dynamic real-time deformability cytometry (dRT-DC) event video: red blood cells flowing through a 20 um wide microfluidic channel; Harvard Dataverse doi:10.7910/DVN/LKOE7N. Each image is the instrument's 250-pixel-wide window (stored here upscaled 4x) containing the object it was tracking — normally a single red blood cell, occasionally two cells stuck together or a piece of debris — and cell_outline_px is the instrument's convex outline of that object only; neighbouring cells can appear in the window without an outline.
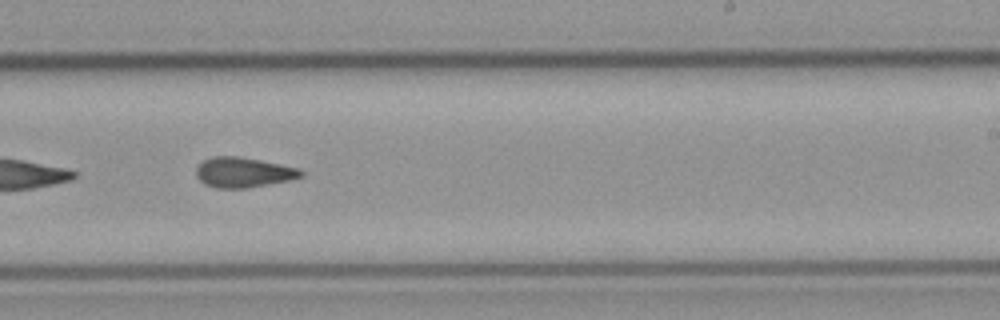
{"species": "common noctule bat (a hibernating species)", "species_latin": "Nyctalus noctula", "temperature_condition": "cold", "stored_images_in_passage": 39, "camera_frame_rate_fps": 3000, "um_per_image_px": 0.085, "animal": {"sex": "male", "body_mass_g": 23.1, "forearm_length_mm": 52.7}, "frame": {"image": 1, "passage_image": 17, "time_ms": 5.333, "image_size_px": [1000, 320], "cell_outline_px": [[304, 176], [292, 180], [244, 188], [216, 188], [204, 184], [196, 176], [196, 168], [204, 160], [212, 156], [236, 156], [260, 160], [300, 168], [304, 172]], "centroid_in_image_um": [20.71, 14.65], "position_along_channel_um": 268.3, "area_um2": 18.44}, "authors_computed_cell_mechanics": {"area_um2": 18.0914, "velocity_mm_per_s": 3.7415, "shape_relaxation_time_tau1_ms": null, "shape_relaxation_time_tau2_ms": 3.9858, "deformation_change_tau1": null, "deformation_change_tau2": 0.1216}}